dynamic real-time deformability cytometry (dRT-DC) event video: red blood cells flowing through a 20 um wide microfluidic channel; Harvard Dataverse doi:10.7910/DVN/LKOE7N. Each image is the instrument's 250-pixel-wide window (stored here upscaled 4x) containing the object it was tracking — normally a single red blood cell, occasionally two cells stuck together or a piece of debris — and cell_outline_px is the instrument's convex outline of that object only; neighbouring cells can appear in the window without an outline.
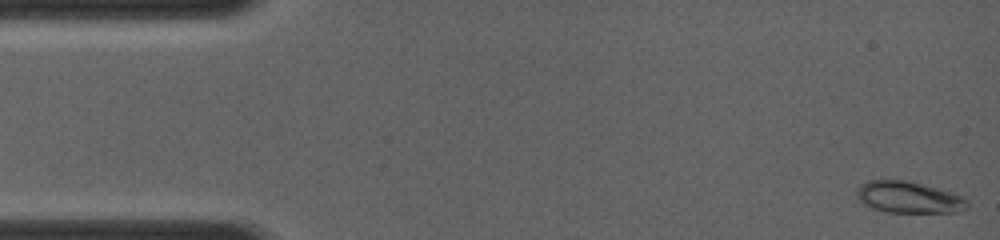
{"species": "common noctule bat (a hibernating species)", "species_latin": "Nyctalus noctula", "temperature_condition": "room temperature", "stored_images_in_passage": 13, "camera_frame_rate_fps": 4000, "um_per_image_px": 0.085, "animal": {"sex": "female", "body_mass_g": 19.0, "forearm_length_mm": 56.7}, "frame": {"image": 1, "passage_image": 1, "time_ms": 0.0, "image_size_px": [1000, 240], "cell_outline_px": [[968, 208], [956, 212], [888, 212], [872, 208], [864, 204], [856, 196], [856, 188], [860, 184], [868, 180], [904, 180], [920, 184], [948, 192], [960, 196], [968, 200]], "centroid_in_image_um": [77.18, 16.77], "position_along_channel_um": 7.8, "area_um2": 20.06}}
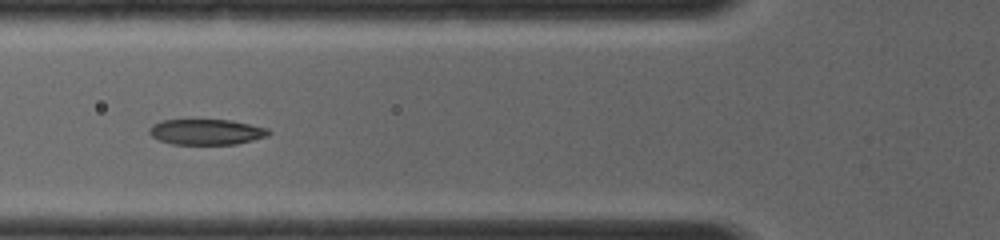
{"frame": {"image": 2, "passage_image": 8, "time_ms": 4.75, "image_size_px": [1000, 240], "cell_outline_px": [[272, 132], [268, 136], [236, 144], [172, 144], [160, 140], [152, 136], [148, 132], [148, 128], [152, 124], [160, 120], [232, 120], [268, 128]], "centroid_in_image_um": [17.54, 11.21], "position_along_channel_um": 108.3, "area_um2": 17.86}}
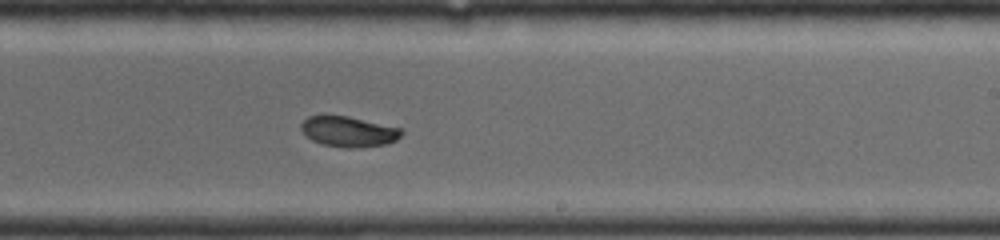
{"frame": {"image": 3, "passage_image": 13, "time_ms": 8.0, "image_size_px": [1000, 240], "cell_outline_px": [[404, 132], [396, 140], [388, 144], [360, 148], [348, 148], [324, 144], [312, 140], [300, 128], [300, 124], [308, 116], [348, 116], [404, 128]], "centroid_in_image_um": [29.7, 11.19], "position_along_channel_um": 259.3, "area_um2": 17.86}}